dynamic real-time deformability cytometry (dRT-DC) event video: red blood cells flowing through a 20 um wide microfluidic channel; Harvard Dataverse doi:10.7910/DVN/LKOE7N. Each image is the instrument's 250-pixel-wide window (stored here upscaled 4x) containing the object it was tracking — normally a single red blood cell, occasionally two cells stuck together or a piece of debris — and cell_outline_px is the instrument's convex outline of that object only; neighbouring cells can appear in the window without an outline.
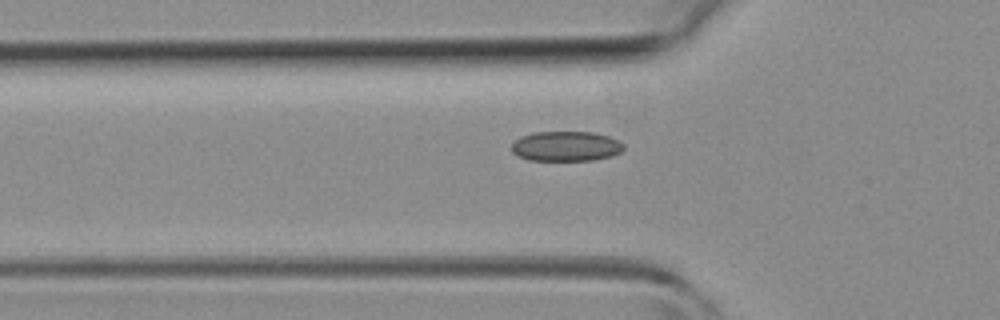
{"species": "common noctule bat (a hibernating species)", "species_latin": "Nyctalus noctula", "temperature_condition": "room temperature", "stored_images_in_passage": 7, "camera_frame_rate_fps": 3000, "um_per_image_px": 0.085, "animal": {"sex": "female", "body_mass_g": 19.3, "forearm_length_mm": 54.1}, "frame": {"image": 1, "passage_image": 7, "time_ms": 8.0, "image_size_px": [1000, 320], "cell_outline_px": [[624, 148], [620, 152], [612, 156], [592, 160], [528, 160], [512, 152], [512, 144], [520, 136], [532, 132], [596, 132], [620, 140], [624, 144]], "centroid_in_image_um": [48.13, 12.42], "position_along_channel_um": 77.7, "area_um2": 19.65}}